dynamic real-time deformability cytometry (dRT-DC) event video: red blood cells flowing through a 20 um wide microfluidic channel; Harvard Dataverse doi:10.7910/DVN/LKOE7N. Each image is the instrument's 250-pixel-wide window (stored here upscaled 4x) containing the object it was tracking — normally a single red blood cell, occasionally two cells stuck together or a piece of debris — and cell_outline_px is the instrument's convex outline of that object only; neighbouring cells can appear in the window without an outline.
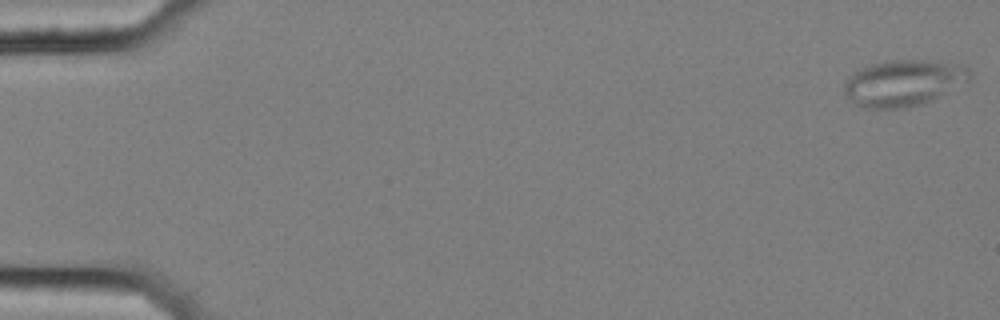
{"species": "common noctule bat (a hibernating species)", "species_latin": "Nyctalus noctula", "temperature_condition": "cold", "stored_images_in_passage": 57, "segment_of_instrument_passage": [1, 2], "camera_frame_rate_fps": 3000, "um_per_image_px": 0.085, "animal": {"sex": "female", "body_mass_g": 25.1}, "frame": {"image": 1, "passage_image": 1, "time_ms": 0.0, "image_size_px": [1000, 320], "cell_outline_px": [[968, 80], [932, 100], [924, 104], [908, 108], [860, 108], [852, 104], [844, 92], [844, 84], [848, 76], [852, 72], [860, 68], [872, 64], [892, 60], [928, 60], [964, 64], [968, 68]], "centroid_in_image_um": [76.73, 7.06], "position_along_channel_um": 8.3, "area_um2": 33.99}}